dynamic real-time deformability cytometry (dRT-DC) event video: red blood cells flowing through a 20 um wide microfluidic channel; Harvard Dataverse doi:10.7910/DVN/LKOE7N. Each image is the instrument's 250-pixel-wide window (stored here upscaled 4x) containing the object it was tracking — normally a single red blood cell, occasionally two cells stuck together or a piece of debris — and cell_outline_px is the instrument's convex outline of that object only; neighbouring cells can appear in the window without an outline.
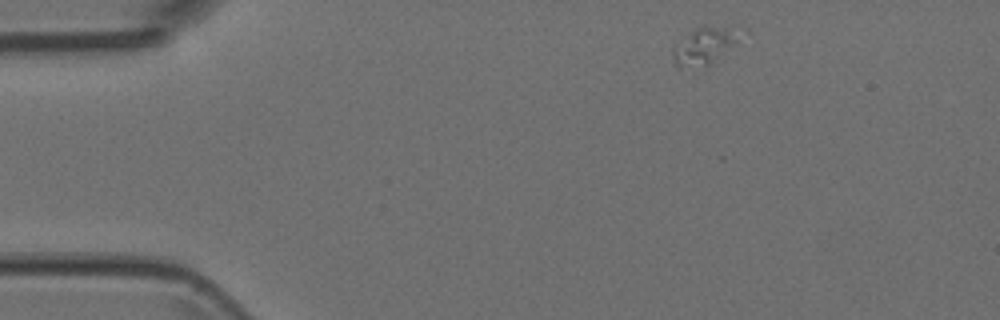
{"species": "Egyptian fruit bat (a non-hibernating species)", "species_latin": "Rousettus aegyptiacus", "temperature_condition": "room temperature", "stored_images_in_passage": 3, "camera_frame_rate_fps": 3000, "um_per_image_px": 0.085, "animal": {"sex": "female"}, "frame": {"image": 1, "passage_image": 1, "time_ms": 0.0, "image_size_px": [1000, 320], "cell_outline_px": [[740, 32], [736, 44], [708, 64], [676, 68], [672, 56], [672, 52], [696, 28], [704, 24], [732, 24], [740, 28]], "centroid_in_image_um": [59.97, 3.8], "position_along_channel_um": 25.0, "area_um2": 14.28}}
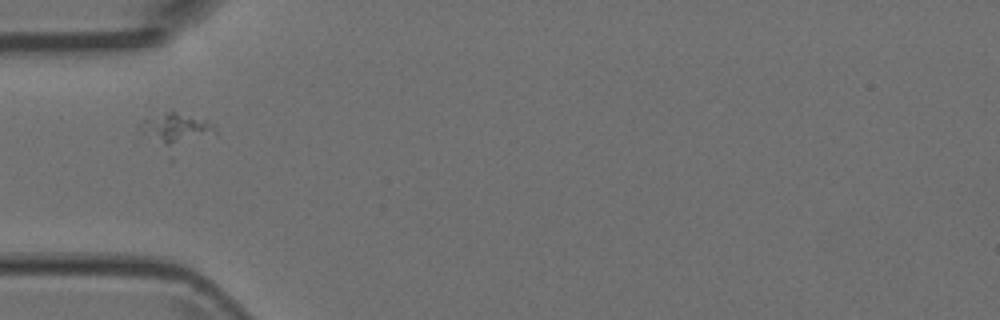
{"frame": {"image": 2, "passage_image": 3, "time_ms": 0.667, "image_size_px": [1000, 320], "cell_outline_px": [[216, 124], [168, 144], [164, 144], [136, 132], [140, 124], [144, 120], [168, 112], [176, 112], [208, 120]], "centroid_in_image_um": [14.63, 10.78], "position_along_channel_um": 70.4, "area_um2": 10.87}}